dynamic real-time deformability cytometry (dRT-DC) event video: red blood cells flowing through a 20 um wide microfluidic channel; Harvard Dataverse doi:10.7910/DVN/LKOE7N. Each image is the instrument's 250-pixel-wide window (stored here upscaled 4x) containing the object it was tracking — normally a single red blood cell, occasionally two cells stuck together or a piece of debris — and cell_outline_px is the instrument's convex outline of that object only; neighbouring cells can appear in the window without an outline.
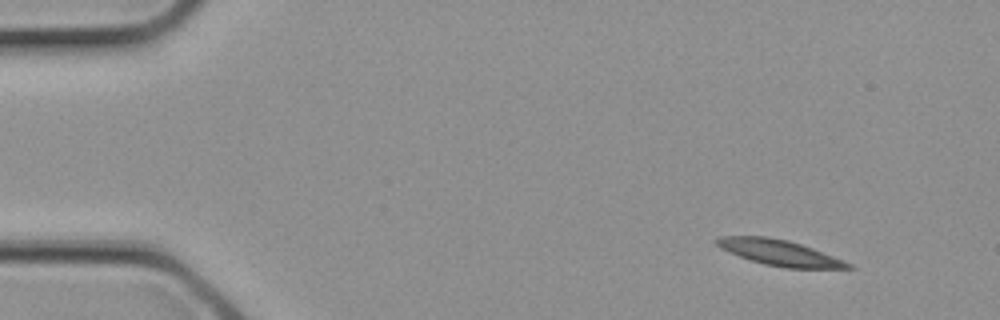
{"species": "common noctule bat (a hibernating species)", "species_latin": "Nyctalus noctula", "temperature_condition": "cold", "stored_images_in_passage": 2, "camera_frame_rate_fps": 3000, "um_per_image_px": 0.085, "animal": {"sex": "female", "body_mass_g": 21.9}, "frame": {"image": 1, "passage_image": 1, "time_ms": 0.0, "image_size_px": [1000, 320], "cell_outline_px": [[856, 268], [784, 268], [764, 264], [740, 256], [720, 248], [712, 240], [720, 236], [768, 236], [788, 240], [812, 248], [844, 260], [852, 264]], "centroid_in_image_um": [66.24, 21.47], "position_along_channel_um": 18.8, "area_um2": 19.59}}